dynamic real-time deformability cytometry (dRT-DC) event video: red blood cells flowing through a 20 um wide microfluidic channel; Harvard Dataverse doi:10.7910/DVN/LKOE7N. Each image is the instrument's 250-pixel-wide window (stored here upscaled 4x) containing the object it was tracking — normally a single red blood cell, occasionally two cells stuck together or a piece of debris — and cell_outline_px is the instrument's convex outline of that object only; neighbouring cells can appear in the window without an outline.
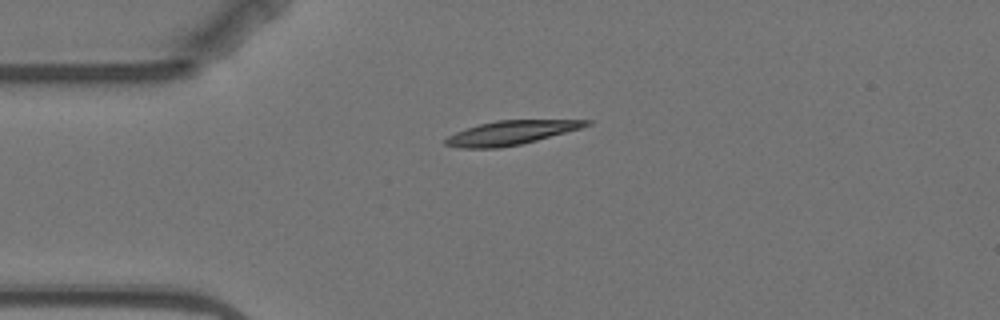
{"species": "Egyptian fruit bat (a non-hibernating species)", "species_latin": "Rousettus aegyptiacus", "temperature_condition": "warm", "stored_images_in_passage": 5, "camera_frame_rate_fps": 3000, "um_per_image_px": 0.085, "animal": {"sex": "female"}, "frame": {"image": 1, "passage_image": 1, "time_ms": 0.0, "image_size_px": [1000, 320], "cell_outline_px": [[592, 124], [580, 128], [536, 140], [520, 144], [500, 148], [460, 148], [444, 144], [444, 140], [448, 136], [456, 132], [480, 124], [496, 120], [592, 120]], "centroid_in_image_um": [43.41, 11.28], "position_along_channel_um": 41.6, "area_um2": 19.42}}
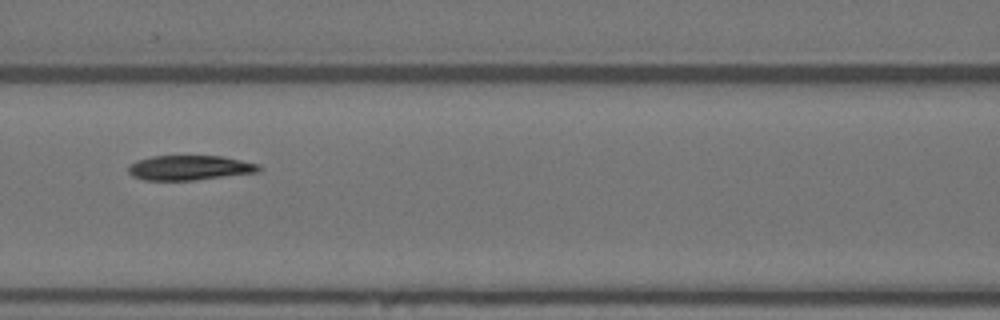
{"frame": {"image": 2, "passage_image": 4, "time_ms": 3.667, "image_size_px": [1000, 320], "cell_outline_px": [[264, 168], [260, 172], [192, 180], [144, 180], [132, 176], [128, 172], [128, 164], [136, 160], [152, 156], [220, 156], [260, 164]], "centroid_in_image_um": [16.12, 14.26], "position_along_channel_um": 150.5, "area_um2": 18.96}}
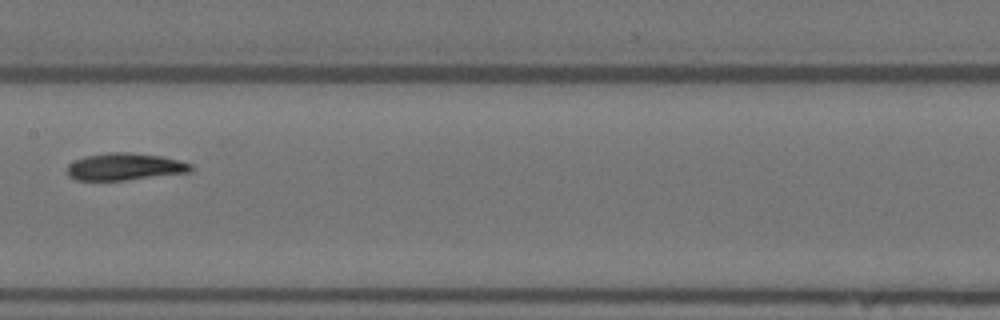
{"frame": {"image": 3, "passage_image": 5, "time_ms": 5.0, "image_size_px": [1000, 320], "cell_outline_px": [[192, 172], [124, 180], [76, 180], [68, 176], [68, 164], [84, 156], [108, 152], [128, 152], [160, 156], [192, 164]], "centroid_in_image_um": [10.59, 14.17], "position_along_channel_um": 196.8, "area_um2": 19.42}}